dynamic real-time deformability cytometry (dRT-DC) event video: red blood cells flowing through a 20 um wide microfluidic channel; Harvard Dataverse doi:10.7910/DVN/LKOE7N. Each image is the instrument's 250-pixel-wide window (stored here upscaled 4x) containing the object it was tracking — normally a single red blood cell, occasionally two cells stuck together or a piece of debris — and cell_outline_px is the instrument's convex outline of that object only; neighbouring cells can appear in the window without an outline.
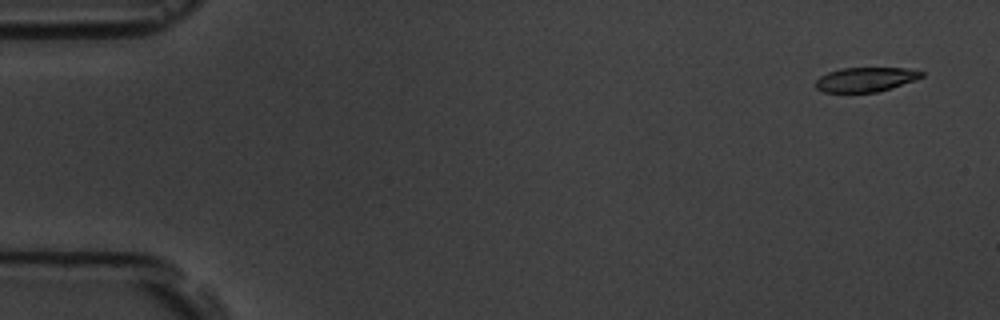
{"species": "common noctule bat (a hibernating species)", "species_latin": "Nyctalus noctula", "temperature_condition": "room temperature", "stored_images_in_passage": 5, "camera_frame_rate_fps": 3000, "um_per_image_px": 0.085, "animal": {"sex": "male", "body_mass_g": 19.5, "forearm_length_mm": 54.6}, "frame": {"image": 1, "passage_image": 1, "time_ms": 0.0, "image_size_px": [1000, 320], "cell_outline_px": [[924, 76], [892, 88], [876, 92], [824, 92], [816, 88], [816, 80], [820, 76], [828, 72], [840, 68], [908, 68], [924, 72]], "centroid_in_image_um": [73.57, 6.75], "position_along_channel_um": 11.4, "area_um2": 15.03}}